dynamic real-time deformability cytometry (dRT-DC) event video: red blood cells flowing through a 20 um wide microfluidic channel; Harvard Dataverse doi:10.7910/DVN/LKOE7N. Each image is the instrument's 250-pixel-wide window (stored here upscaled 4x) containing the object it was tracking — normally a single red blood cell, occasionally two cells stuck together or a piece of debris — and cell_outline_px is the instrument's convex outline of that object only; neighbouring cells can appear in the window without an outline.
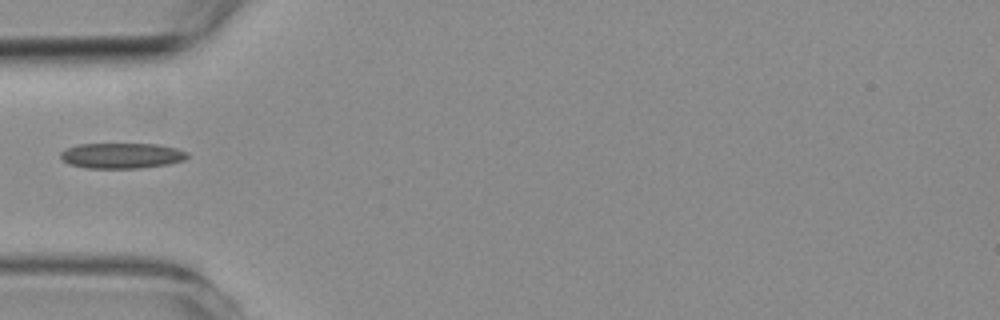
{"species": "common noctule bat (a hibernating species)", "species_latin": "Nyctalus noctula", "temperature_condition": "room temperature", "stored_images_in_passage": 1, "camera_frame_rate_fps": 3000, "um_per_image_px": 0.085, "animal": {"sex": "female", "body_mass_g": 19.3, "forearm_length_mm": 54.1}, "frame": {"image": 1, "passage_image": 1, "time_ms": 0.0, "image_size_px": [1000, 320], "cell_outline_px": [[188, 156], [184, 160], [168, 164], [140, 168], [88, 168], [68, 164], [60, 160], [60, 152], [76, 144], [156, 144], [176, 148], [188, 152]], "centroid_in_image_um": [10.32, 13.23], "position_along_channel_um": 74.7, "area_um2": 18.9}}